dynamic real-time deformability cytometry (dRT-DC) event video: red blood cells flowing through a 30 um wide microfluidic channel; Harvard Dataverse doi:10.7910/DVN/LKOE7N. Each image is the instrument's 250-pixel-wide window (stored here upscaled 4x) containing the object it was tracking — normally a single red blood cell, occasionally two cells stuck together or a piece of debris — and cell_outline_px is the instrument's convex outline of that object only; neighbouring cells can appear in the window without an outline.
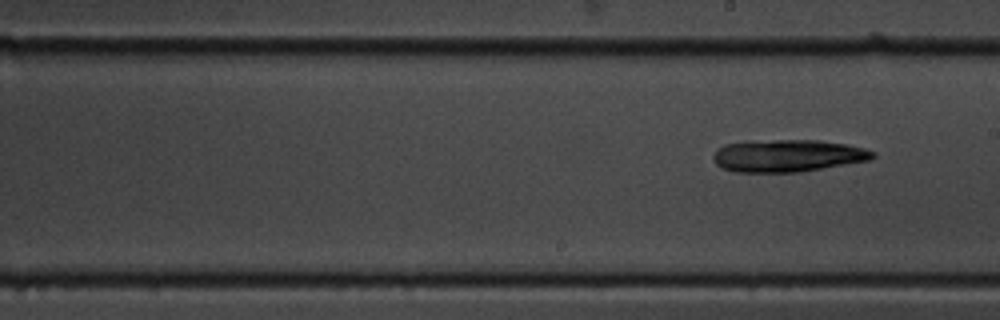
{"species": "common noctule bat (a hibernating species)", "species_latin": "Nyctalus noctula", "temperature_condition": "cold", "stored_images_in_passage": 10, "segment_of_instrument_passage": [2, 2], "camera_frame_rate_fps": 3000, "um_per_image_px": 0.085, "animal": {"sex": "male", "body_mass_g": 19.5, "forearm_length_mm": 54.6}, "frame": {"image": 1, "passage_image": 10, "time_ms": 10.333, "image_size_px": [1000, 320], "cell_outline_px": [[876, 156], [872, 160], [800, 172], [732, 172], [716, 164], [712, 156], [716, 148], [724, 144], [744, 140], [820, 140], [844, 144], [864, 148], [876, 152]], "centroid_in_image_um": [66.93, 13.22], "position_along_channel_um": 222.1, "area_um2": 30.52}}